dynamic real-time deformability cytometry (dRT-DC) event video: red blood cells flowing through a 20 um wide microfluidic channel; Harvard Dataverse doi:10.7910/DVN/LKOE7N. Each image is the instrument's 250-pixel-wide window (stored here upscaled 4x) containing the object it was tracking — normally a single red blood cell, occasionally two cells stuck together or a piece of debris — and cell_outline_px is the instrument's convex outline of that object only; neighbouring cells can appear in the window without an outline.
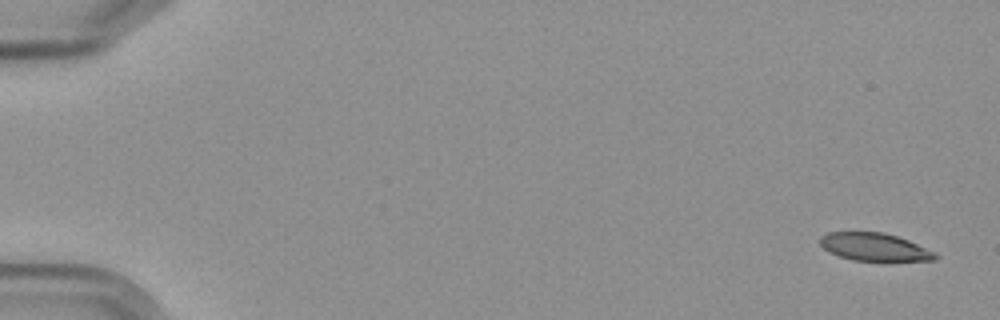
{"species": "Egyptian fruit bat (a non-hibernating species)", "species_latin": "Rousettus aegyptiacus", "temperature_condition": "cold", "stored_images_in_passage": 5, "camera_frame_rate_fps": 3000, "um_per_image_px": 0.085, "frame": {"image": 1, "passage_image": 1, "time_ms": 0.0, "image_size_px": [1000, 320], "cell_outline_px": [[940, 256], [936, 260], [852, 260], [840, 256], [824, 248], [820, 244], [820, 236], [828, 232], [884, 232], [908, 240], [936, 252]], "centroid_in_image_um": [74.35, 20.98], "position_along_channel_um": 10.6, "area_um2": 18.44}}
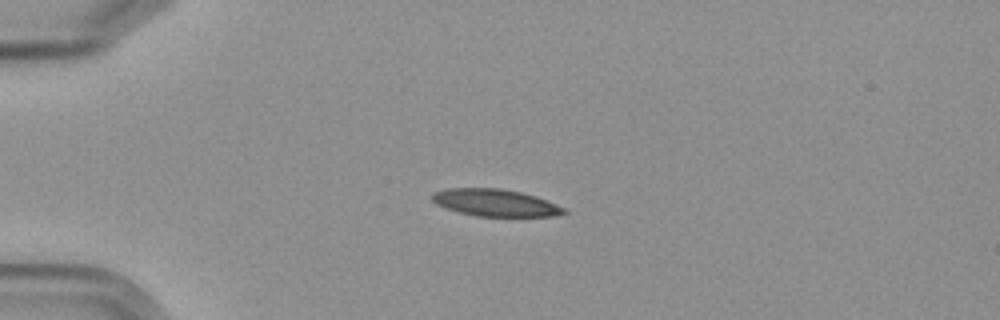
{"frame": {"image": 2, "passage_image": 4, "time_ms": 4.333, "image_size_px": [1000, 320], "cell_outline_px": [[568, 212], [552, 216], [476, 216], [444, 208], [436, 204], [432, 200], [432, 192], [448, 188], [500, 188], [520, 192], [536, 196], [556, 204], [564, 208]], "centroid_in_image_um": [42.06, 17.22], "position_along_channel_um": 42.9, "area_um2": 20.75}}